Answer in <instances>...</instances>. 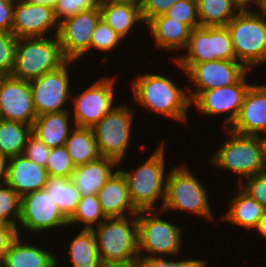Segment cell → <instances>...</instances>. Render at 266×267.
<instances>
[{
	"label": "cell",
	"instance_id": "1",
	"mask_svg": "<svg viewBox=\"0 0 266 267\" xmlns=\"http://www.w3.org/2000/svg\"><path fill=\"white\" fill-rule=\"evenodd\" d=\"M132 80L133 99L151 112L187 123L192 106L188 91L161 74H137Z\"/></svg>",
	"mask_w": 266,
	"mask_h": 267
},
{
	"label": "cell",
	"instance_id": "2",
	"mask_svg": "<svg viewBox=\"0 0 266 267\" xmlns=\"http://www.w3.org/2000/svg\"><path fill=\"white\" fill-rule=\"evenodd\" d=\"M92 230L103 266L137 264V215L106 218Z\"/></svg>",
	"mask_w": 266,
	"mask_h": 267
},
{
	"label": "cell",
	"instance_id": "3",
	"mask_svg": "<svg viewBox=\"0 0 266 267\" xmlns=\"http://www.w3.org/2000/svg\"><path fill=\"white\" fill-rule=\"evenodd\" d=\"M164 148L162 141L137 169L128 171L118 168L126 180L130 199L138 211H154V205L161 198L162 204L157 210H161L163 206L167 180Z\"/></svg>",
	"mask_w": 266,
	"mask_h": 267
},
{
	"label": "cell",
	"instance_id": "4",
	"mask_svg": "<svg viewBox=\"0 0 266 267\" xmlns=\"http://www.w3.org/2000/svg\"><path fill=\"white\" fill-rule=\"evenodd\" d=\"M52 36L17 38L11 76L31 81L62 66L67 59L57 35Z\"/></svg>",
	"mask_w": 266,
	"mask_h": 267
},
{
	"label": "cell",
	"instance_id": "5",
	"mask_svg": "<svg viewBox=\"0 0 266 267\" xmlns=\"http://www.w3.org/2000/svg\"><path fill=\"white\" fill-rule=\"evenodd\" d=\"M226 131L231 137L211 155L212 166L237 174L239 184L243 179L266 171L259 136L242 135L229 128Z\"/></svg>",
	"mask_w": 266,
	"mask_h": 267
},
{
	"label": "cell",
	"instance_id": "6",
	"mask_svg": "<svg viewBox=\"0 0 266 267\" xmlns=\"http://www.w3.org/2000/svg\"><path fill=\"white\" fill-rule=\"evenodd\" d=\"M191 172L185 165L172 167L167 174L164 203L157 212L164 214L166 211L179 210L214 220L207 191Z\"/></svg>",
	"mask_w": 266,
	"mask_h": 267
},
{
	"label": "cell",
	"instance_id": "7",
	"mask_svg": "<svg viewBox=\"0 0 266 267\" xmlns=\"http://www.w3.org/2000/svg\"><path fill=\"white\" fill-rule=\"evenodd\" d=\"M226 27L238 62L248 70L266 62V21L255 10H240Z\"/></svg>",
	"mask_w": 266,
	"mask_h": 267
},
{
	"label": "cell",
	"instance_id": "8",
	"mask_svg": "<svg viewBox=\"0 0 266 267\" xmlns=\"http://www.w3.org/2000/svg\"><path fill=\"white\" fill-rule=\"evenodd\" d=\"M152 213L153 210H142L137 213L139 256L174 255L176 257L180 254V246H182V226L158 217L157 212ZM142 250H145L144 254Z\"/></svg>",
	"mask_w": 266,
	"mask_h": 267
},
{
	"label": "cell",
	"instance_id": "9",
	"mask_svg": "<svg viewBox=\"0 0 266 267\" xmlns=\"http://www.w3.org/2000/svg\"><path fill=\"white\" fill-rule=\"evenodd\" d=\"M133 113L127 105H116L91 128L100 156L123 163L132 137Z\"/></svg>",
	"mask_w": 266,
	"mask_h": 267
},
{
	"label": "cell",
	"instance_id": "10",
	"mask_svg": "<svg viewBox=\"0 0 266 267\" xmlns=\"http://www.w3.org/2000/svg\"><path fill=\"white\" fill-rule=\"evenodd\" d=\"M187 54L173 58L177 64H197L215 60H236L226 26H199L192 29Z\"/></svg>",
	"mask_w": 266,
	"mask_h": 267
},
{
	"label": "cell",
	"instance_id": "11",
	"mask_svg": "<svg viewBox=\"0 0 266 267\" xmlns=\"http://www.w3.org/2000/svg\"><path fill=\"white\" fill-rule=\"evenodd\" d=\"M188 76L197 90L188 89L191 103L208 89L227 87L237 83L247 72H250L237 60H215L197 64H177Z\"/></svg>",
	"mask_w": 266,
	"mask_h": 267
},
{
	"label": "cell",
	"instance_id": "12",
	"mask_svg": "<svg viewBox=\"0 0 266 267\" xmlns=\"http://www.w3.org/2000/svg\"><path fill=\"white\" fill-rule=\"evenodd\" d=\"M114 77H102L86 87L83 92L71 96L73 103V126L92 128L115 105Z\"/></svg>",
	"mask_w": 266,
	"mask_h": 267
},
{
	"label": "cell",
	"instance_id": "13",
	"mask_svg": "<svg viewBox=\"0 0 266 267\" xmlns=\"http://www.w3.org/2000/svg\"><path fill=\"white\" fill-rule=\"evenodd\" d=\"M76 61L67 60L58 69L30 81L32 99L37 116L45 113L67 111L65 104L69 101L70 76L68 66Z\"/></svg>",
	"mask_w": 266,
	"mask_h": 267
},
{
	"label": "cell",
	"instance_id": "14",
	"mask_svg": "<svg viewBox=\"0 0 266 267\" xmlns=\"http://www.w3.org/2000/svg\"><path fill=\"white\" fill-rule=\"evenodd\" d=\"M101 19L99 6L81 11L59 23L57 37L63 56L79 61L89 52L93 31Z\"/></svg>",
	"mask_w": 266,
	"mask_h": 267
},
{
	"label": "cell",
	"instance_id": "15",
	"mask_svg": "<svg viewBox=\"0 0 266 267\" xmlns=\"http://www.w3.org/2000/svg\"><path fill=\"white\" fill-rule=\"evenodd\" d=\"M18 225L33 234L69 226L68 219L45 189L29 192L21 197Z\"/></svg>",
	"mask_w": 266,
	"mask_h": 267
},
{
	"label": "cell",
	"instance_id": "16",
	"mask_svg": "<svg viewBox=\"0 0 266 267\" xmlns=\"http://www.w3.org/2000/svg\"><path fill=\"white\" fill-rule=\"evenodd\" d=\"M248 72L235 84L203 91L191 105L204 116L230 115L224 120L223 129L229 128L237 118L245 95L251 85L246 78Z\"/></svg>",
	"mask_w": 266,
	"mask_h": 267
},
{
	"label": "cell",
	"instance_id": "17",
	"mask_svg": "<svg viewBox=\"0 0 266 267\" xmlns=\"http://www.w3.org/2000/svg\"><path fill=\"white\" fill-rule=\"evenodd\" d=\"M0 109L4 120L33 125L37 117L30 81L0 76Z\"/></svg>",
	"mask_w": 266,
	"mask_h": 267
},
{
	"label": "cell",
	"instance_id": "18",
	"mask_svg": "<svg viewBox=\"0 0 266 267\" xmlns=\"http://www.w3.org/2000/svg\"><path fill=\"white\" fill-rule=\"evenodd\" d=\"M53 28L56 36L59 22L53 8L25 0H15L11 32L16 38L48 37V32Z\"/></svg>",
	"mask_w": 266,
	"mask_h": 267
},
{
	"label": "cell",
	"instance_id": "19",
	"mask_svg": "<svg viewBox=\"0 0 266 267\" xmlns=\"http://www.w3.org/2000/svg\"><path fill=\"white\" fill-rule=\"evenodd\" d=\"M229 129L242 135L253 136L266 132V84L251 85L239 114Z\"/></svg>",
	"mask_w": 266,
	"mask_h": 267
},
{
	"label": "cell",
	"instance_id": "20",
	"mask_svg": "<svg viewBox=\"0 0 266 267\" xmlns=\"http://www.w3.org/2000/svg\"><path fill=\"white\" fill-rule=\"evenodd\" d=\"M115 170L116 172L97 193L102 211L107 218L137 215L139 211L130 199L126 180L118 169Z\"/></svg>",
	"mask_w": 266,
	"mask_h": 267
},
{
	"label": "cell",
	"instance_id": "21",
	"mask_svg": "<svg viewBox=\"0 0 266 267\" xmlns=\"http://www.w3.org/2000/svg\"><path fill=\"white\" fill-rule=\"evenodd\" d=\"M48 177L45 167L23 155L9 158L7 184L21 197L26 193L44 189Z\"/></svg>",
	"mask_w": 266,
	"mask_h": 267
},
{
	"label": "cell",
	"instance_id": "22",
	"mask_svg": "<svg viewBox=\"0 0 266 267\" xmlns=\"http://www.w3.org/2000/svg\"><path fill=\"white\" fill-rule=\"evenodd\" d=\"M117 166L120 165L114 159L100 156L95 161L77 166L71 179L81 197L97 195L99 190L116 172L114 169H118Z\"/></svg>",
	"mask_w": 266,
	"mask_h": 267
},
{
	"label": "cell",
	"instance_id": "23",
	"mask_svg": "<svg viewBox=\"0 0 266 267\" xmlns=\"http://www.w3.org/2000/svg\"><path fill=\"white\" fill-rule=\"evenodd\" d=\"M101 18L122 38L136 23H144L140 2L134 0H106L99 2Z\"/></svg>",
	"mask_w": 266,
	"mask_h": 267
},
{
	"label": "cell",
	"instance_id": "24",
	"mask_svg": "<svg viewBox=\"0 0 266 267\" xmlns=\"http://www.w3.org/2000/svg\"><path fill=\"white\" fill-rule=\"evenodd\" d=\"M4 267H57L58 259L47 249L21 239L13 240L3 258Z\"/></svg>",
	"mask_w": 266,
	"mask_h": 267
},
{
	"label": "cell",
	"instance_id": "25",
	"mask_svg": "<svg viewBox=\"0 0 266 267\" xmlns=\"http://www.w3.org/2000/svg\"><path fill=\"white\" fill-rule=\"evenodd\" d=\"M146 25L156 48L168 52L178 48L184 50L192 31L188 25L165 14L152 18Z\"/></svg>",
	"mask_w": 266,
	"mask_h": 267
},
{
	"label": "cell",
	"instance_id": "26",
	"mask_svg": "<svg viewBox=\"0 0 266 267\" xmlns=\"http://www.w3.org/2000/svg\"><path fill=\"white\" fill-rule=\"evenodd\" d=\"M70 111L45 113L36 117L32 125V134L40 139L47 147L63 146L73 130L69 122Z\"/></svg>",
	"mask_w": 266,
	"mask_h": 267
},
{
	"label": "cell",
	"instance_id": "27",
	"mask_svg": "<svg viewBox=\"0 0 266 267\" xmlns=\"http://www.w3.org/2000/svg\"><path fill=\"white\" fill-rule=\"evenodd\" d=\"M229 202H231V205L228 212L222 216V220L247 230L255 229L266 211L260 203L251 198L241 188Z\"/></svg>",
	"mask_w": 266,
	"mask_h": 267
},
{
	"label": "cell",
	"instance_id": "28",
	"mask_svg": "<svg viewBox=\"0 0 266 267\" xmlns=\"http://www.w3.org/2000/svg\"><path fill=\"white\" fill-rule=\"evenodd\" d=\"M74 127L66 140L65 147L75 167L97 160L100 154L92 129Z\"/></svg>",
	"mask_w": 266,
	"mask_h": 267
},
{
	"label": "cell",
	"instance_id": "29",
	"mask_svg": "<svg viewBox=\"0 0 266 267\" xmlns=\"http://www.w3.org/2000/svg\"><path fill=\"white\" fill-rule=\"evenodd\" d=\"M69 256L72 267H103L95 234L92 229H81L69 243Z\"/></svg>",
	"mask_w": 266,
	"mask_h": 267
},
{
	"label": "cell",
	"instance_id": "30",
	"mask_svg": "<svg viewBox=\"0 0 266 267\" xmlns=\"http://www.w3.org/2000/svg\"><path fill=\"white\" fill-rule=\"evenodd\" d=\"M44 189L56 202L61 213L69 220L75 213L81 199L72 179L49 176Z\"/></svg>",
	"mask_w": 266,
	"mask_h": 267
},
{
	"label": "cell",
	"instance_id": "31",
	"mask_svg": "<svg viewBox=\"0 0 266 267\" xmlns=\"http://www.w3.org/2000/svg\"><path fill=\"white\" fill-rule=\"evenodd\" d=\"M32 125L2 119L0 121V153L7 158L22 155Z\"/></svg>",
	"mask_w": 266,
	"mask_h": 267
},
{
	"label": "cell",
	"instance_id": "32",
	"mask_svg": "<svg viewBox=\"0 0 266 267\" xmlns=\"http://www.w3.org/2000/svg\"><path fill=\"white\" fill-rule=\"evenodd\" d=\"M200 26H226L240 11L232 0H197Z\"/></svg>",
	"mask_w": 266,
	"mask_h": 267
},
{
	"label": "cell",
	"instance_id": "33",
	"mask_svg": "<svg viewBox=\"0 0 266 267\" xmlns=\"http://www.w3.org/2000/svg\"><path fill=\"white\" fill-rule=\"evenodd\" d=\"M107 217L102 211L97 195L82 196L73 216L68 220L69 227L81 224L83 229H93Z\"/></svg>",
	"mask_w": 266,
	"mask_h": 267
},
{
	"label": "cell",
	"instance_id": "34",
	"mask_svg": "<svg viewBox=\"0 0 266 267\" xmlns=\"http://www.w3.org/2000/svg\"><path fill=\"white\" fill-rule=\"evenodd\" d=\"M21 217V196L8 184L0 186V223L21 229L17 224Z\"/></svg>",
	"mask_w": 266,
	"mask_h": 267
},
{
	"label": "cell",
	"instance_id": "35",
	"mask_svg": "<svg viewBox=\"0 0 266 267\" xmlns=\"http://www.w3.org/2000/svg\"><path fill=\"white\" fill-rule=\"evenodd\" d=\"M45 168L48 176L71 178L76 167L72 162L65 145H63L51 148Z\"/></svg>",
	"mask_w": 266,
	"mask_h": 267
},
{
	"label": "cell",
	"instance_id": "36",
	"mask_svg": "<svg viewBox=\"0 0 266 267\" xmlns=\"http://www.w3.org/2000/svg\"><path fill=\"white\" fill-rule=\"evenodd\" d=\"M123 39L101 18L92 34L90 51L95 49L100 52L114 51Z\"/></svg>",
	"mask_w": 266,
	"mask_h": 267
},
{
	"label": "cell",
	"instance_id": "37",
	"mask_svg": "<svg viewBox=\"0 0 266 267\" xmlns=\"http://www.w3.org/2000/svg\"><path fill=\"white\" fill-rule=\"evenodd\" d=\"M165 15L179 20L191 29L200 26L197 0H179L167 10Z\"/></svg>",
	"mask_w": 266,
	"mask_h": 267
},
{
	"label": "cell",
	"instance_id": "38",
	"mask_svg": "<svg viewBox=\"0 0 266 267\" xmlns=\"http://www.w3.org/2000/svg\"><path fill=\"white\" fill-rule=\"evenodd\" d=\"M17 38L0 30V76L11 75L14 67Z\"/></svg>",
	"mask_w": 266,
	"mask_h": 267
},
{
	"label": "cell",
	"instance_id": "39",
	"mask_svg": "<svg viewBox=\"0 0 266 267\" xmlns=\"http://www.w3.org/2000/svg\"><path fill=\"white\" fill-rule=\"evenodd\" d=\"M99 6V0H58L54 8L56 20L60 23L64 19L77 13Z\"/></svg>",
	"mask_w": 266,
	"mask_h": 267
},
{
	"label": "cell",
	"instance_id": "40",
	"mask_svg": "<svg viewBox=\"0 0 266 267\" xmlns=\"http://www.w3.org/2000/svg\"><path fill=\"white\" fill-rule=\"evenodd\" d=\"M205 261L201 259H184L170 261L164 256H139L138 267H200Z\"/></svg>",
	"mask_w": 266,
	"mask_h": 267
},
{
	"label": "cell",
	"instance_id": "41",
	"mask_svg": "<svg viewBox=\"0 0 266 267\" xmlns=\"http://www.w3.org/2000/svg\"><path fill=\"white\" fill-rule=\"evenodd\" d=\"M50 152V147H47L40 139L31 134L27 138L22 155L34 163L46 167Z\"/></svg>",
	"mask_w": 266,
	"mask_h": 267
},
{
	"label": "cell",
	"instance_id": "42",
	"mask_svg": "<svg viewBox=\"0 0 266 267\" xmlns=\"http://www.w3.org/2000/svg\"><path fill=\"white\" fill-rule=\"evenodd\" d=\"M244 192L266 209V171L246 178L245 184H239Z\"/></svg>",
	"mask_w": 266,
	"mask_h": 267
},
{
	"label": "cell",
	"instance_id": "43",
	"mask_svg": "<svg viewBox=\"0 0 266 267\" xmlns=\"http://www.w3.org/2000/svg\"><path fill=\"white\" fill-rule=\"evenodd\" d=\"M179 0H141L140 9L143 22L147 24L152 18L163 15Z\"/></svg>",
	"mask_w": 266,
	"mask_h": 267
},
{
	"label": "cell",
	"instance_id": "44",
	"mask_svg": "<svg viewBox=\"0 0 266 267\" xmlns=\"http://www.w3.org/2000/svg\"><path fill=\"white\" fill-rule=\"evenodd\" d=\"M15 0H0V30L11 32Z\"/></svg>",
	"mask_w": 266,
	"mask_h": 267
},
{
	"label": "cell",
	"instance_id": "45",
	"mask_svg": "<svg viewBox=\"0 0 266 267\" xmlns=\"http://www.w3.org/2000/svg\"><path fill=\"white\" fill-rule=\"evenodd\" d=\"M18 236L17 228L0 223V257L4 258L13 240Z\"/></svg>",
	"mask_w": 266,
	"mask_h": 267
},
{
	"label": "cell",
	"instance_id": "46",
	"mask_svg": "<svg viewBox=\"0 0 266 267\" xmlns=\"http://www.w3.org/2000/svg\"><path fill=\"white\" fill-rule=\"evenodd\" d=\"M9 158L0 153V186L7 184Z\"/></svg>",
	"mask_w": 266,
	"mask_h": 267
},
{
	"label": "cell",
	"instance_id": "47",
	"mask_svg": "<svg viewBox=\"0 0 266 267\" xmlns=\"http://www.w3.org/2000/svg\"><path fill=\"white\" fill-rule=\"evenodd\" d=\"M233 3L239 8V10H249V5L258 3V0H232Z\"/></svg>",
	"mask_w": 266,
	"mask_h": 267
},
{
	"label": "cell",
	"instance_id": "48",
	"mask_svg": "<svg viewBox=\"0 0 266 267\" xmlns=\"http://www.w3.org/2000/svg\"><path fill=\"white\" fill-rule=\"evenodd\" d=\"M254 230L257 231L258 234L263 235V237H266V211L264 213V216L260 220L259 224Z\"/></svg>",
	"mask_w": 266,
	"mask_h": 267
},
{
	"label": "cell",
	"instance_id": "49",
	"mask_svg": "<svg viewBox=\"0 0 266 267\" xmlns=\"http://www.w3.org/2000/svg\"><path fill=\"white\" fill-rule=\"evenodd\" d=\"M257 7H259V11L255 10V12L266 21V0H258Z\"/></svg>",
	"mask_w": 266,
	"mask_h": 267
},
{
	"label": "cell",
	"instance_id": "50",
	"mask_svg": "<svg viewBox=\"0 0 266 267\" xmlns=\"http://www.w3.org/2000/svg\"><path fill=\"white\" fill-rule=\"evenodd\" d=\"M25 1L31 2L34 4L46 5V6L53 8V9L55 8V6L58 3V0H25Z\"/></svg>",
	"mask_w": 266,
	"mask_h": 267
},
{
	"label": "cell",
	"instance_id": "51",
	"mask_svg": "<svg viewBox=\"0 0 266 267\" xmlns=\"http://www.w3.org/2000/svg\"><path fill=\"white\" fill-rule=\"evenodd\" d=\"M263 134H265V136L263 135V137H262V135H259V138H260L261 145H262L263 157H264V160L266 163V132Z\"/></svg>",
	"mask_w": 266,
	"mask_h": 267
},
{
	"label": "cell",
	"instance_id": "52",
	"mask_svg": "<svg viewBox=\"0 0 266 267\" xmlns=\"http://www.w3.org/2000/svg\"><path fill=\"white\" fill-rule=\"evenodd\" d=\"M103 267H138L137 264L130 265H111V266H103Z\"/></svg>",
	"mask_w": 266,
	"mask_h": 267
},
{
	"label": "cell",
	"instance_id": "53",
	"mask_svg": "<svg viewBox=\"0 0 266 267\" xmlns=\"http://www.w3.org/2000/svg\"><path fill=\"white\" fill-rule=\"evenodd\" d=\"M0 267H3V258L0 257Z\"/></svg>",
	"mask_w": 266,
	"mask_h": 267
},
{
	"label": "cell",
	"instance_id": "54",
	"mask_svg": "<svg viewBox=\"0 0 266 267\" xmlns=\"http://www.w3.org/2000/svg\"><path fill=\"white\" fill-rule=\"evenodd\" d=\"M207 262L205 261L200 267H206Z\"/></svg>",
	"mask_w": 266,
	"mask_h": 267
},
{
	"label": "cell",
	"instance_id": "55",
	"mask_svg": "<svg viewBox=\"0 0 266 267\" xmlns=\"http://www.w3.org/2000/svg\"><path fill=\"white\" fill-rule=\"evenodd\" d=\"M3 119L2 113H1V109H0V121Z\"/></svg>",
	"mask_w": 266,
	"mask_h": 267
}]
</instances>
